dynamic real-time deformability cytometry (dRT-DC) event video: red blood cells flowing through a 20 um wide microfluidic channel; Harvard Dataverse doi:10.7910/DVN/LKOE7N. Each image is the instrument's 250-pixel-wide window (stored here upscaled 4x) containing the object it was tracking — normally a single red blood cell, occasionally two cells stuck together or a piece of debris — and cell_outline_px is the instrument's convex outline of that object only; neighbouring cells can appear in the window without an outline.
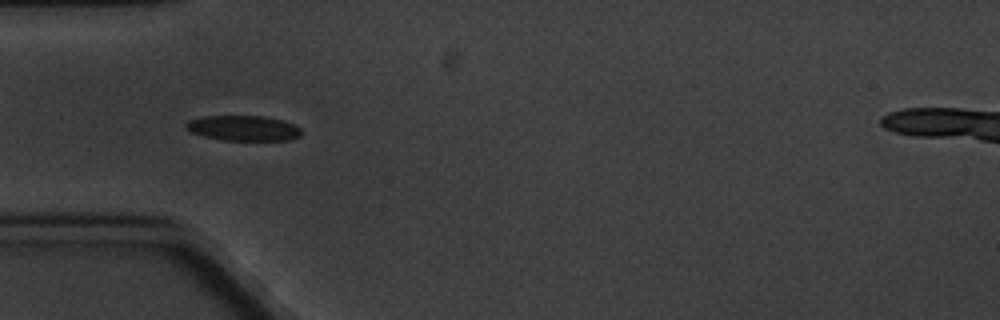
{"species": "common noctule bat (a hibernating species)", "species_latin": "Nyctalus noctula", "temperature_condition": "cold", "stored_images_in_passage": 7, "camera_frame_rate_fps": 3000, "um_per_image_px": 0.085, "animal": {"sex": "male", "body_mass_g": 20.1, "forearm_length_mm": 53.5}, "frame": {"image": 1, "passage_image": 6, "time_ms": 5.667, "image_size_px": [1000, 320], "cell_outline_px": [[300, 136], [288, 140], [224, 140], [204, 136], [192, 132], [184, 128], [184, 124], [188, 120], [204, 116], [264, 116], [280, 120], [292, 124], [300, 128]], "centroid_in_image_um": [20.64, 10.89], "position_along_channel_um": 64.4, "area_um2": 16.82}}